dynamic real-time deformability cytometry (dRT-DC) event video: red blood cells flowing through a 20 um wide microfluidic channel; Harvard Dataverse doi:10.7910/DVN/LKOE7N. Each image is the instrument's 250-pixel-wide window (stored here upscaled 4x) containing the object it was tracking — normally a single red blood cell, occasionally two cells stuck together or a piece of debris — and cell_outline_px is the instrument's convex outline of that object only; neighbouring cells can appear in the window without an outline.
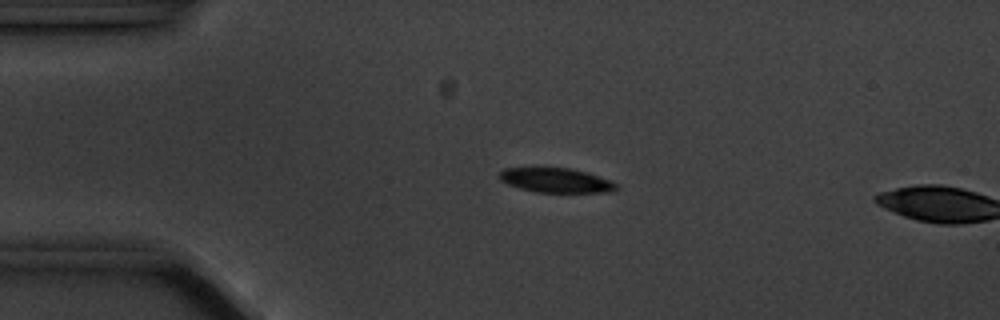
{"species": "common noctule bat (a hibernating species)", "species_latin": "Nyctalus noctula", "temperature_condition": "cold", "stored_images_in_passage": 3, "camera_frame_rate_fps": 3000, "um_per_image_px": 0.085, "animal": {"sex": "male", "body_mass_g": 20.1, "forearm_length_mm": 53.5}, "frame": {"image": 1, "passage_image": 2, "time_ms": 1.0, "image_size_px": [1000, 320], "cell_outline_px": [[620, 188], [612, 192], [536, 192], [520, 188], [508, 184], [500, 180], [500, 172], [504, 168], [572, 168], [612, 180]], "centroid_in_image_um": [47.31, 15.33], "position_along_channel_um": 37.7, "area_um2": 16.65}}